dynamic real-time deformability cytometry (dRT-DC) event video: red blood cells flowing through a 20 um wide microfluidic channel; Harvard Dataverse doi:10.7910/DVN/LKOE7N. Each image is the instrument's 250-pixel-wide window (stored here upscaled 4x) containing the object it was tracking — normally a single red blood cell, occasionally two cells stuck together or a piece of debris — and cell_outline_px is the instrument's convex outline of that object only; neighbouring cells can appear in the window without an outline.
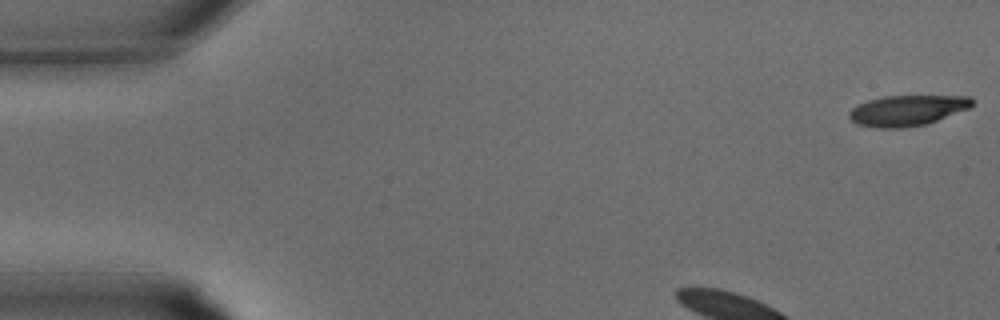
{"species": "common noctule bat (a hibernating species)", "species_latin": "Nyctalus noctula", "temperature_condition": "warm", "stored_images_in_passage": 26, "camera_frame_rate_fps": 3000, "um_per_image_px": 0.085, "animal": {"sex": "male", "body_mass_g": 15.6}, "frame": {"image": 1, "passage_image": 1, "time_ms": 0.0, "image_size_px": [1000, 320], "cell_outline_px": [[972, 104], [968, 108], [936, 120], [924, 124], [904, 128], [876, 128], [856, 124], [848, 116], [848, 112], [856, 104], [868, 100], [884, 96], [968, 96], [972, 100]], "centroid_in_image_um": [77.03, 9.39], "position_along_channel_um": 8.0, "area_um2": 21.73}}
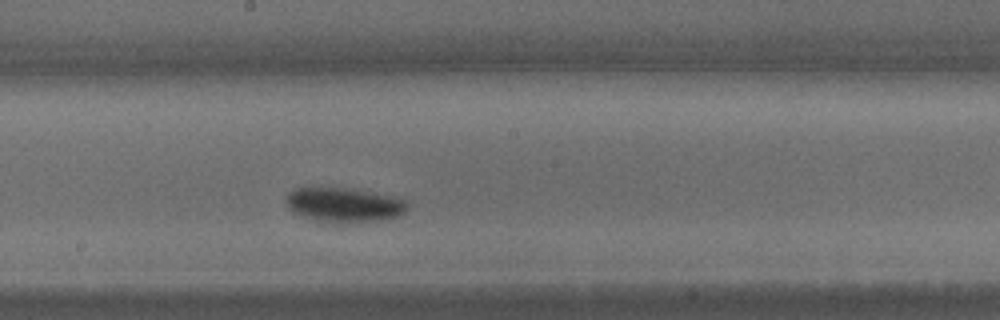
{"frame": {"image": 2, "passage_image": 15, "time_ms": 4.667, "image_size_px": [1000, 320], "cell_outline_px": [[408, 208], [404, 212], [388, 220], [344, 224], [336, 224], [304, 216], [292, 212], [288, 208], [284, 200], [288, 192], [296, 188], [348, 188], [372, 192], [392, 196], [404, 200], [408, 204]], "centroid_in_image_um": [29.24, 17.43], "position_along_channel_um": 219.0, "area_um2": 24.68}}
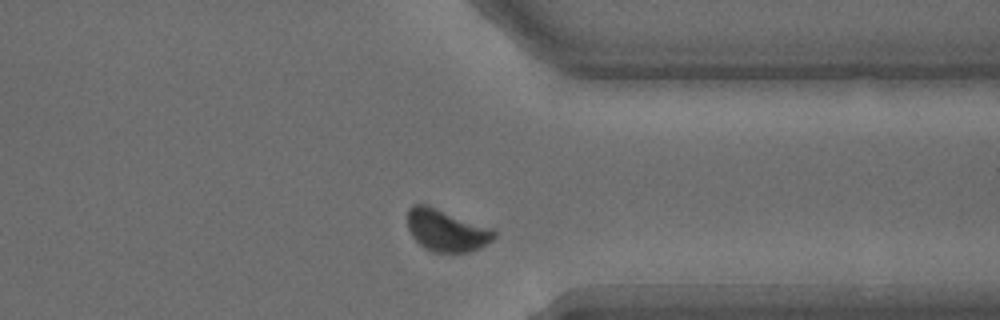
{"frame": {"image": 3, "passage_image": 23, "time_ms": 7.333, "image_size_px": [1000, 320], "cell_outline_px": [[496, 236], [492, 240], [480, 248], [468, 252], [432, 252], [424, 248], [412, 236], [408, 228], [408, 208], [412, 204], [428, 204], [496, 228]], "centroid_in_image_um": [37.99, 19.55], "position_along_channel_um": 373.4, "area_um2": 21.73}}